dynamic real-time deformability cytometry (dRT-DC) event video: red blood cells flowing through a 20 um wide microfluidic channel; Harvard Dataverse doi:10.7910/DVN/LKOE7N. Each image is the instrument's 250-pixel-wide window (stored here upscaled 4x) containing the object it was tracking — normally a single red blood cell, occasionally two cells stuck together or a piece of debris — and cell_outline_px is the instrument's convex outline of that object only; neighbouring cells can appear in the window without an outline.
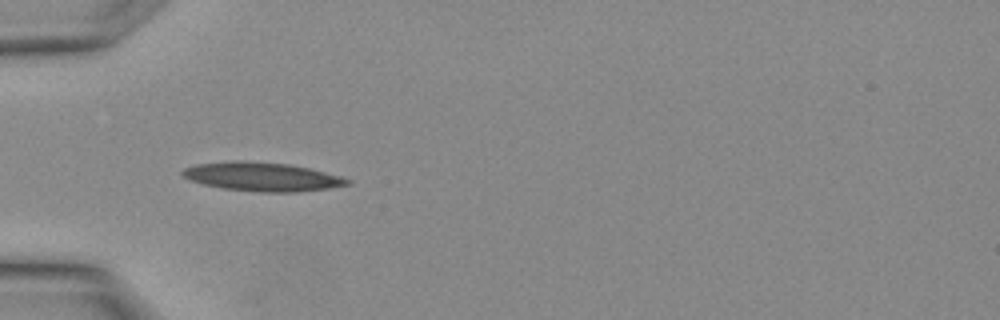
{"species": "Egyptian fruit bat (a non-hibernating species)", "species_latin": "Rousettus aegyptiacus", "temperature_condition": "warm", "stored_images_in_passage": 16, "camera_frame_rate_fps": 3000, "um_per_image_px": 0.085, "animal": {"sex": "female"}, "frame": {"image": 1, "passage_image": 5, "time_ms": 1.333, "image_size_px": [1000, 320], "cell_outline_px": [[352, 184], [328, 188], [296, 192], [260, 192], [224, 188], [204, 184], [180, 176], [180, 172], [184, 168], [196, 164], [232, 160], [240, 160], [288, 164], [308, 168], [340, 176], [352, 180]], "centroid_in_image_um": [22.26, 15.01], "position_along_channel_um": 62.7, "area_um2": 27.57}}
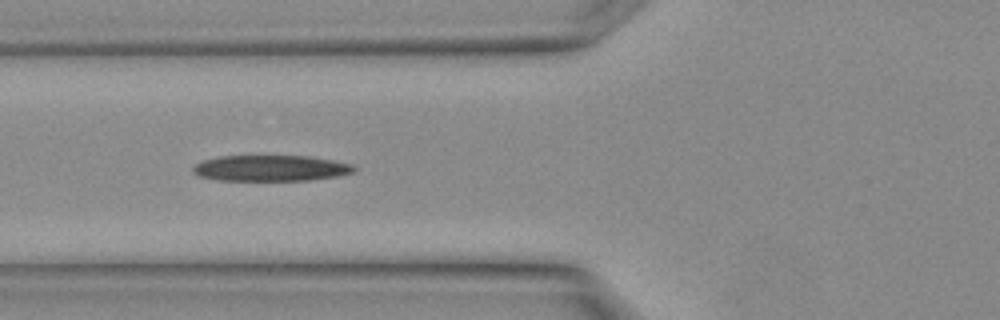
{"frame": {"image": 2, "passage_image": 7, "time_ms": 2.0, "image_size_px": [1000, 320], "cell_outline_px": [[356, 168], [352, 172], [336, 176], [308, 180], [216, 180], [196, 176], [192, 172], [192, 168], [196, 164], [204, 160], [220, 156], [312, 156], [352, 164]], "centroid_in_image_um": [22.96, 14.29], "position_along_channel_um": 102.8, "area_um2": 24.28}}